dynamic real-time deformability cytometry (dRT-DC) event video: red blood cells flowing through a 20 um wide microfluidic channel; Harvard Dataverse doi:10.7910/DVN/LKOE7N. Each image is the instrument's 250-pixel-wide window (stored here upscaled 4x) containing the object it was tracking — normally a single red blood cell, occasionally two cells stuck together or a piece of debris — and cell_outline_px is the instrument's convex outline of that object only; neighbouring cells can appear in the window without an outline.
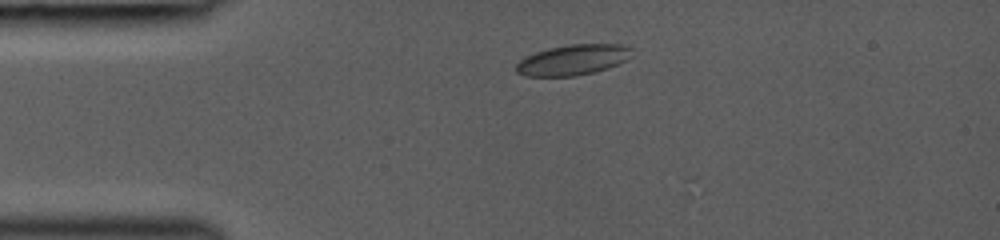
{"species": "common noctule bat (a hibernating species)", "species_latin": "Nyctalus noctula", "temperature_condition": "room temperature", "stored_images_in_passage": 12, "camera_frame_rate_fps": 3000, "um_per_image_px": 0.085, "animal": {"sex": "female", "body_mass_g": 19.0, "forearm_length_mm": 53.3}, "frame": {"image": 1, "passage_image": 1, "time_ms": 0.0, "image_size_px": [1000, 240], "cell_outline_px": [[632, 48], [628, 60], [592, 72], [576, 76], [524, 76], [516, 72], [516, 64], [524, 56], [548, 48], [568, 44], [620, 44]], "centroid_in_image_um": [48.65, 5.08], "position_along_channel_um": 36.3, "area_um2": 20.46}}
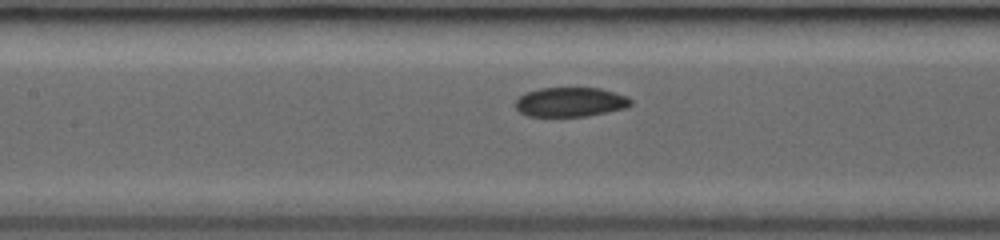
{"frame": {"image": 2, "passage_image": 9, "time_ms": 3.667, "image_size_px": [1000, 240], "cell_outline_px": [[632, 104], [628, 108], [588, 116], [528, 116], [520, 112], [516, 108], [516, 100], [524, 92], [540, 88], [600, 88], [628, 96], [632, 100]], "centroid_in_image_um": [48.52, 8.67], "position_along_channel_um": 158.9, "area_um2": 19.94}}
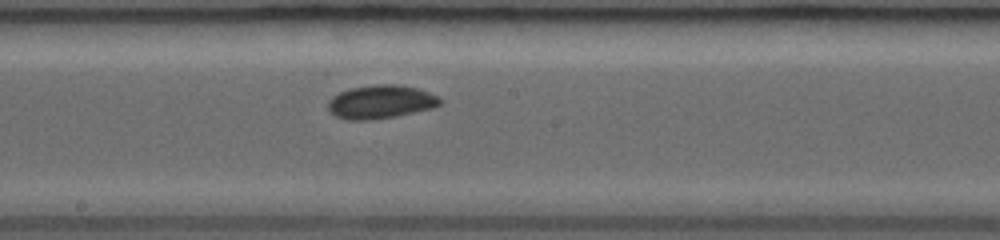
{"frame": {"image": 3, "passage_image": 12, "time_ms": 5.0, "image_size_px": [1000, 240], "cell_outline_px": [[444, 100], [440, 104], [432, 108], [396, 116], [368, 120], [348, 120], [336, 116], [328, 108], [328, 100], [332, 96], [340, 92], [352, 88], [380, 84], [396, 84], [416, 88], [440, 96]], "centroid_in_image_um": [32.38, 8.66], "position_along_channel_um": 215.8, "area_um2": 21.73}}